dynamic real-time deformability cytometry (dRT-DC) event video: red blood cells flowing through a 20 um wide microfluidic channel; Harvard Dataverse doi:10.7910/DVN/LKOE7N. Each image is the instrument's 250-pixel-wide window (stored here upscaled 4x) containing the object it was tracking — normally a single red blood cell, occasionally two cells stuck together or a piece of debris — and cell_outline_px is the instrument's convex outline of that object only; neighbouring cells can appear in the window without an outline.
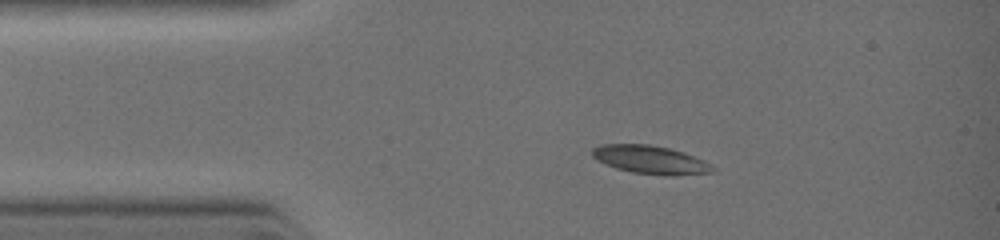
{"species": "common noctule bat (a hibernating species)", "species_latin": "Nyctalus noctula", "temperature_condition": "warm", "stored_images_in_passage": 3, "camera_frame_rate_fps": 3000, "um_per_image_px": 0.085, "animal": {"sex": "female", "body_mass_g": 19.0, "forearm_length_mm": 51.5}, "frame": {"image": 1, "passage_image": 2, "time_ms": 0.667, "image_size_px": [1000, 240], "cell_outline_px": [[716, 168], [712, 172], [672, 176], [668, 176], [632, 172], [616, 168], [592, 156], [592, 148], [604, 144], [648, 144], [668, 148], [684, 152], [704, 160]], "centroid_in_image_um": [55.33, 13.58], "position_along_channel_um": 29.7, "area_um2": 19.65}}